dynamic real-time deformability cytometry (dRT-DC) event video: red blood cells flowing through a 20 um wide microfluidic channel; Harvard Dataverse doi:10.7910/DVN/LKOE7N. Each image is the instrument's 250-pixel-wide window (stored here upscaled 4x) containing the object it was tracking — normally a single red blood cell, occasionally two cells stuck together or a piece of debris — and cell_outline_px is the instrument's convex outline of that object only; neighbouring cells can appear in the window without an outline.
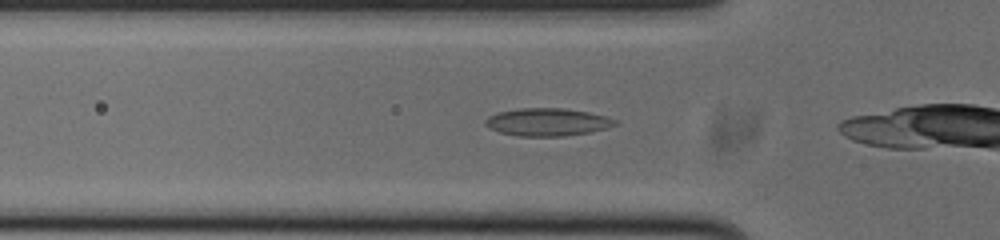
{"species": "common noctule bat (a hibernating species)", "species_latin": "Nyctalus noctula", "temperature_condition": "cold", "stored_images_in_passage": 28, "camera_frame_rate_fps": 3000, "um_per_image_px": 0.085, "animal": {"sex": "male", "body_mass_g": 20.0, "forearm_length_mm": 53.3}, "frame": {"image": 1, "passage_image": 3, "time_ms": 0.667, "image_size_px": [1000, 240], "cell_outline_px": [[620, 124], [608, 128], [592, 132], [564, 136], [516, 136], [500, 132], [484, 124], [484, 120], [488, 116], [496, 112], [520, 108], [564, 108], [588, 112], [604, 116], [616, 120]], "centroid_in_image_um": [46.54, 10.37], "position_along_channel_um": 79.3, "area_um2": 21.1}}
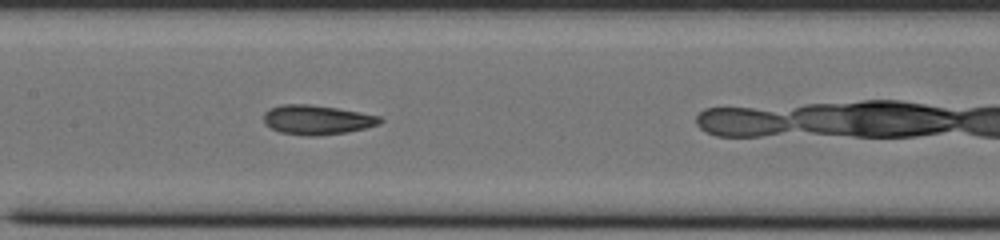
{"frame": {"image": 2, "passage_image": 11, "time_ms": 3.333, "image_size_px": [1000, 240], "cell_outline_px": [[384, 120], [380, 124], [348, 132], [316, 136], [304, 136], [280, 132], [264, 124], [264, 112], [268, 108], [284, 104], [312, 104], [336, 108], [380, 116]], "centroid_in_image_um": [26.92, 10.18], "position_along_channel_um": 180.5, "area_um2": 20.06}}
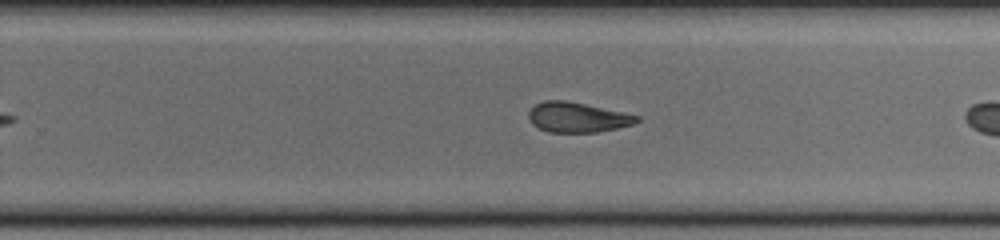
{"frame": {"image": 3, "passage_image": 19, "time_ms": 6.0, "image_size_px": [1000, 240], "cell_outline_px": [[640, 120], [632, 124], [616, 128], [596, 132], [548, 132], [532, 124], [528, 116], [528, 112], [536, 104], [544, 100], [564, 100], [584, 104], [640, 116]], "centroid_in_image_um": [49.05, 9.97], "position_along_channel_um": 280.8, "area_um2": 18.61}, "authors_computed_cell_mechanics": {"area_um2": 19.3052, "velocity_mm_per_s": 3.7749, "shape_relaxation_time_tau1_ms": null, "shape_relaxation_time_tau2_ms": 2.8495, "deformation_change_tau1": null, "deformation_change_tau2": 0.1007}}